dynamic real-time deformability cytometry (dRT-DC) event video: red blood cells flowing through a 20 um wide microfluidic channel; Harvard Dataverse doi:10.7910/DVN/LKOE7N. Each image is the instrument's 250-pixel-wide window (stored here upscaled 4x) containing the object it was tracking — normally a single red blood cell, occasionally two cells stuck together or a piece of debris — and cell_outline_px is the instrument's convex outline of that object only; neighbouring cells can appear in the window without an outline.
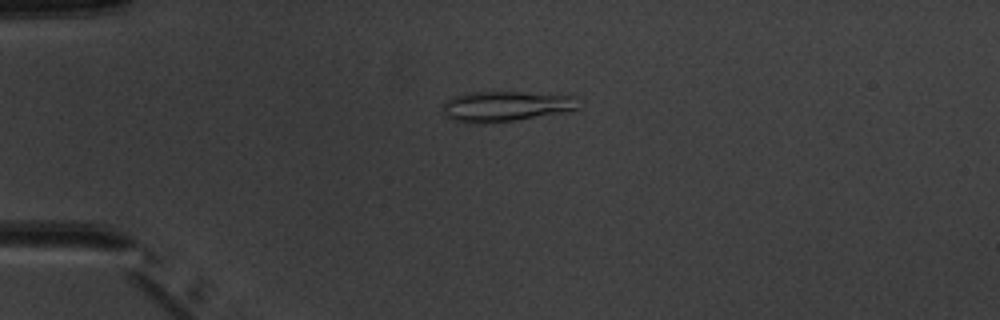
{"species": "common noctule bat (a hibernating species)", "species_latin": "Nyctalus noctula", "temperature_condition": "warm", "stored_images_in_passage": 5, "camera_frame_rate_fps": 3000, "um_per_image_px": 0.085, "animal": {"sex": "male", "body_mass_g": 20.1, "forearm_length_mm": 53.5}, "frame": {"image": 1, "passage_image": 4, "time_ms": 3.667, "image_size_px": [1000, 320], "cell_outline_px": [[580, 108], [560, 112], [516, 120], [484, 124], [472, 124], [452, 120], [444, 116], [444, 104], [452, 96], [472, 92], [520, 92], [580, 96]], "centroid_in_image_um": [43.0, 9.04], "position_along_channel_um": 42.0, "area_um2": 24.16}}